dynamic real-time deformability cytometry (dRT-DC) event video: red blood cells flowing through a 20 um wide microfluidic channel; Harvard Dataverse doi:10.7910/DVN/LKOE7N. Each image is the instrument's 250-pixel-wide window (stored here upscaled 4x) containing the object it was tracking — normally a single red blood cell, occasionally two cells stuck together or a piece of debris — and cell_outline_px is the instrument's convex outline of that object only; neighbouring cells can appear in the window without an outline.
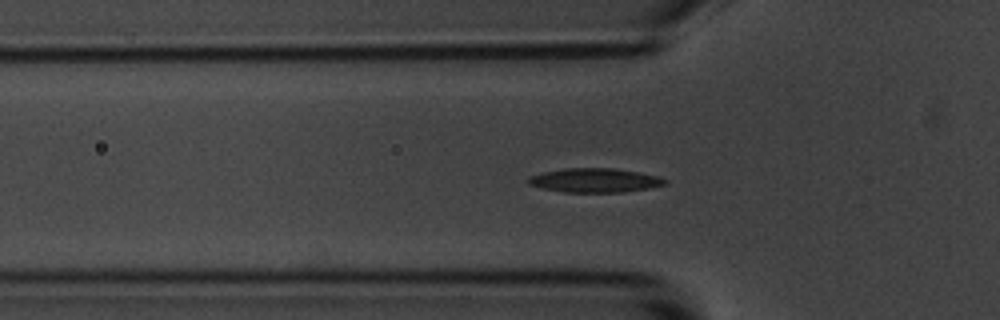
{"species": "common noctule bat (a hibernating species)", "species_latin": "Nyctalus noctula", "temperature_condition": "room temperature", "stored_images_in_passage": 45, "camera_frame_rate_fps": 3000, "um_per_image_px": 0.085, "animal": {"sex": "male", "body_mass_g": 20.1, "forearm_length_mm": 53.5}, "frame": {"image": 1, "passage_image": 7, "time_ms": 2.0, "image_size_px": [1000, 320], "cell_outline_px": [[668, 184], [648, 188], [624, 192], [564, 192], [544, 188], [528, 184], [524, 180], [528, 176], [544, 172], [564, 168], [612, 168], [660, 176], [668, 180]], "centroid_in_image_um": [50.55, 15.32], "position_along_channel_um": 75.2, "area_um2": 19.25}}
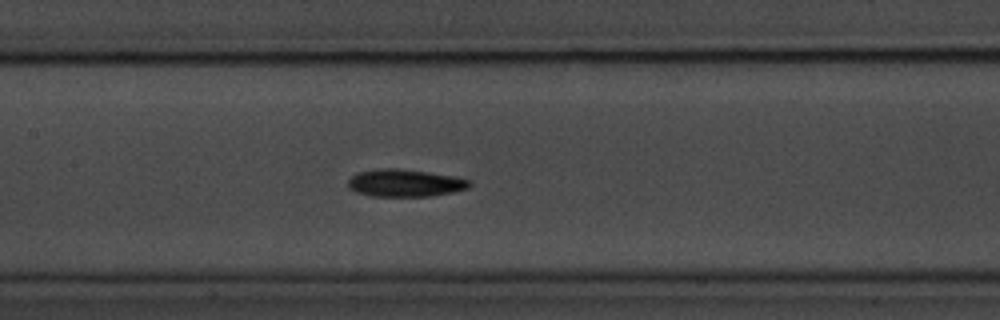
{"frame": {"image": 2, "passage_image": 15, "time_ms": 4.667, "image_size_px": [1000, 320], "cell_outline_px": [[472, 184], [468, 188], [456, 192], [432, 196], [372, 196], [356, 192], [348, 188], [348, 180], [356, 172], [380, 168], [400, 168], [428, 172], [452, 176], [468, 180]], "centroid_in_image_um": [34.41, 15.55], "position_along_channel_um": 173.0, "area_um2": 19.54}}
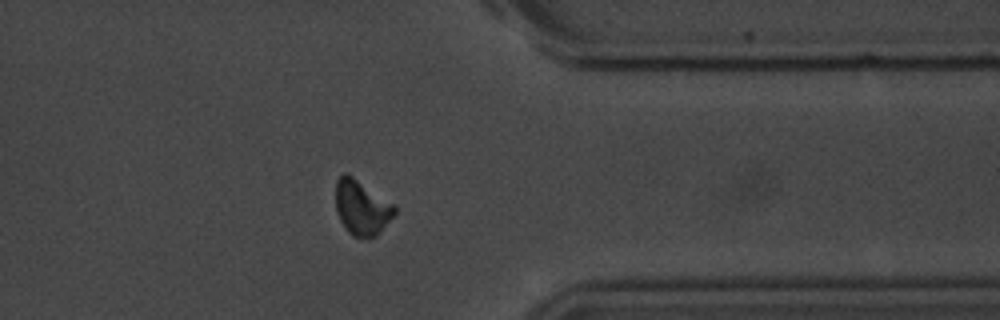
{"frame": {"image": 3, "passage_image": 33, "time_ms": 10.667, "image_size_px": [1000, 320], "cell_outline_px": [[396, 212], [380, 232], [376, 236], [364, 240], [352, 236], [348, 232], [340, 220], [336, 212], [336, 180], [344, 172], [348, 172], [396, 204]], "centroid_in_image_um": [30.76, 17.63], "position_along_channel_um": 380.6, "area_um2": 19.42}, "authors_computed_cell_mechanics": {"area_um2": 18.6116, "velocity_mm_per_s": 3.6289, "shape_relaxation_time_tau1_ms": 2.3869, "shape_relaxation_time_tau2_ms": null, "deformation_change_tau1": 0.0979, "deformation_change_tau2": null}}